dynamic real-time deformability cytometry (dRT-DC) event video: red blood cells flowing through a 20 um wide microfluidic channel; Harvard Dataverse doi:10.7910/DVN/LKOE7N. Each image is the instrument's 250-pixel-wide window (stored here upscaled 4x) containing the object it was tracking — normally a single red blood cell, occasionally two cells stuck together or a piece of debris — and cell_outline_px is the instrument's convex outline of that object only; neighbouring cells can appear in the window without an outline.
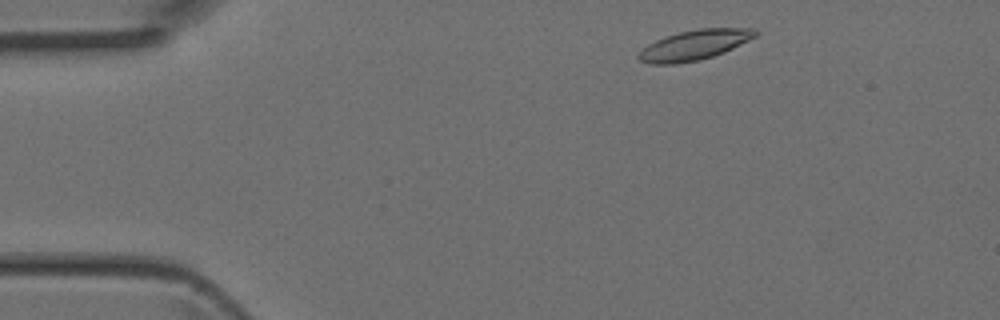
{"species": "Egyptian fruit bat (a non-hibernating species)", "species_latin": "Rousettus aegyptiacus", "temperature_condition": "room temperature", "stored_images_in_passage": 4, "camera_frame_rate_fps": 3000, "um_per_image_px": 0.085, "animal": {"sex": "female"}, "frame": {"image": 1, "passage_image": 1, "time_ms": 0.0, "image_size_px": [1000, 320], "cell_outline_px": [[760, 32], [756, 36], [724, 52], [700, 60], [676, 64], [652, 64], [640, 60], [636, 56], [648, 44], [664, 36], [680, 32], [700, 28], [756, 28]], "centroid_in_image_um": [59.03, 3.82], "position_along_channel_um": 26.0, "area_um2": 20.35}}
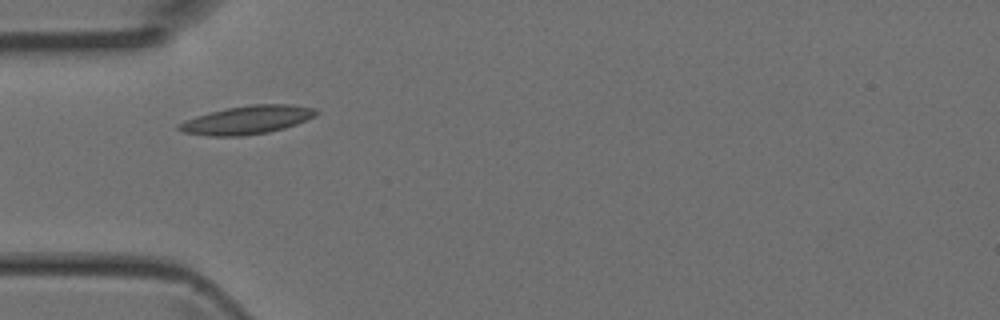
{"frame": {"image": 2, "passage_image": 3, "time_ms": 0.667, "image_size_px": [1000, 320], "cell_outline_px": [[320, 112], [296, 124], [284, 128], [268, 132], [240, 136], [208, 136], [184, 132], [176, 128], [176, 124], [184, 120], [208, 112], [224, 108], [252, 104], [292, 104], [316, 108]], "centroid_in_image_um": [20.96, 10.18], "position_along_channel_um": 64.0, "area_um2": 22.77}}
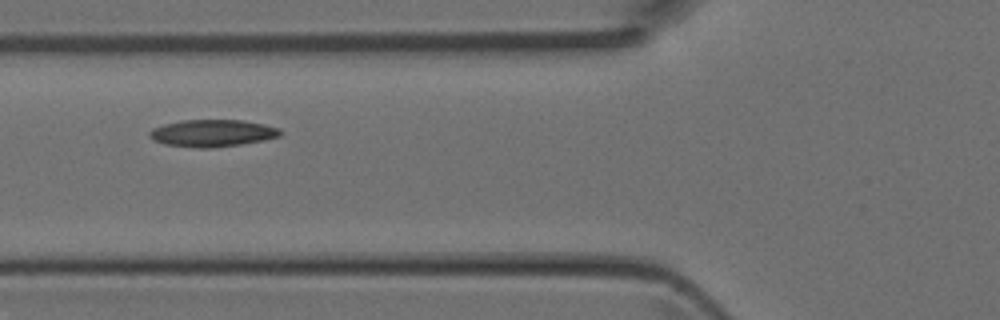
{"frame": {"image": 3, "passage_image": 4, "time_ms": 1.0, "image_size_px": [1000, 320], "cell_outline_px": [[284, 132], [280, 136], [264, 140], [240, 144], [208, 148], [196, 148], [164, 144], [152, 140], [148, 136], [148, 132], [152, 128], [164, 124], [180, 120], [244, 120], [264, 124], [280, 128]], "centroid_in_image_um": [18.04, 11.31], "position_along_channel_um": 107.8, "area_um2": 20.87}}